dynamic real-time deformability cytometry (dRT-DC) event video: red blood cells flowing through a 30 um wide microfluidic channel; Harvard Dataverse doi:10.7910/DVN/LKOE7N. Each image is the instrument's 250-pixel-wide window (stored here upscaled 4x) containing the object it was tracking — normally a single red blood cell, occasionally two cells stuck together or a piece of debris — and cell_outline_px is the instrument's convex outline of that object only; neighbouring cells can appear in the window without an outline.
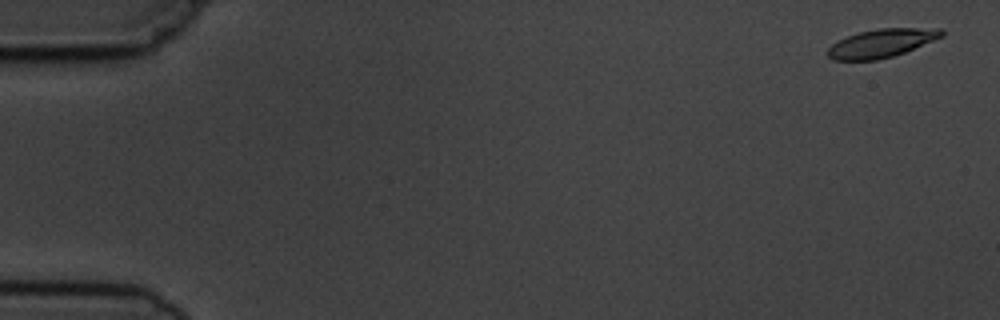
{"species": "common noctule bat (a hibernating species)", "species_latin": "Nyctalus noctula", "temperature_condition": "cold", "stored_images_in_passage": 6, "camera_frame_rate_fps": 3000, "um_per_image_px": 0.085, "animal": {"sex": "male", "body_mass_g": 19.5, "forearm_length_mm": 54.6}, "frame": {"image": 1, "passage_image": 1, "time_ms": 0.0, "image_size_px": [1000, 320], "cell_outline_px": [[944, 36], [904, 52], [892, 56], [876, 60], [832, 60], [828, 56], [828, 48], [832, 44], [848, 36], [860, 32], [880, 28], [944, 28]], "centroid_in_image_um": [74.96, 3.66], "position_along_channel_um": 10.0, "area_um2": 18.67}}
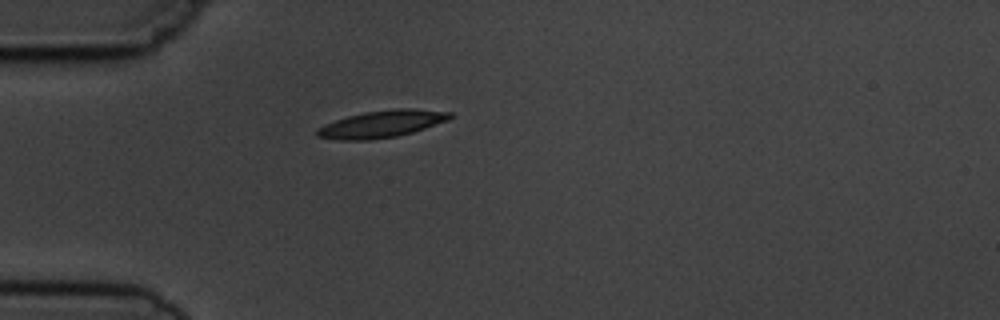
{"frame": {"image": 2, "passage_image": 5, "time_ms": 4.667, "image_size_px": [1000, 320], "cell_outline_px": [[452, 116], [448, 120], [412, 132], [396, 136], [368, 140], [340, 140], [316, 136], [316, 128], [324, 124], [348, 116], [364, 112], [396, 108], [412, 108], [452, 112]], "centroid_in_image_um": [32.43, 10.53], "position_along_channel_um": 52.6, "area_um2": 20.87}}